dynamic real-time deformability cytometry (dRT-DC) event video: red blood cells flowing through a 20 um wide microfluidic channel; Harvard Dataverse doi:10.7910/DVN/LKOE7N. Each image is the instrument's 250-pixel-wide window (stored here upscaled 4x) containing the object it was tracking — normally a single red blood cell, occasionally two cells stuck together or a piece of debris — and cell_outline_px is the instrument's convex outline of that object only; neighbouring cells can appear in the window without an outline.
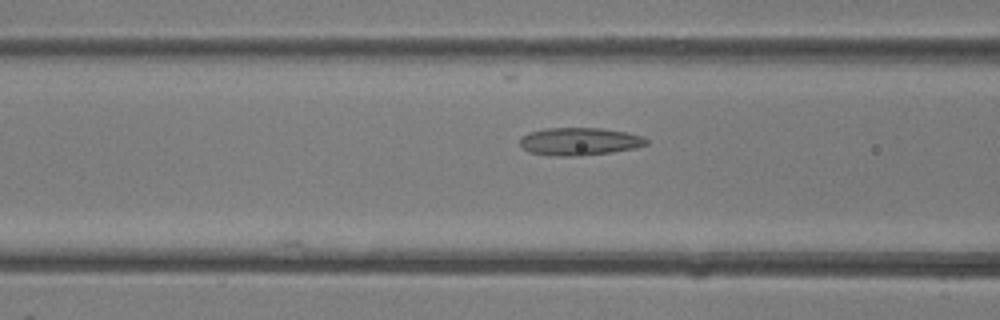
{"species": "common noctule bat (a hibernating species)", "species_latin": "Nyctalus noctula", "temperature_condition": "room temperature", "stored_images_in_passage": 5, "camera_frame_rate_fps": 3000, "um_per_image_px": 0.085, "animal": {"sex": "female"}, "frame": {"image": 1, "passage_image": 5, "time_ms": 1.333, "image_size_px": [1000, 320], "cell_outline_px": [[648, 144], [636, 148], [612, 152], [580, 156], [556, 156], [528, 152], [520, 144], [520, 136], [528, 132], [544, 128], [600, 128], [628, 132], [644, 136], [648, 140]], "centroid_in_image_um": [49.27, 12.02], "position_along_channel_um": 117.3, "area_um2": 20.69}}